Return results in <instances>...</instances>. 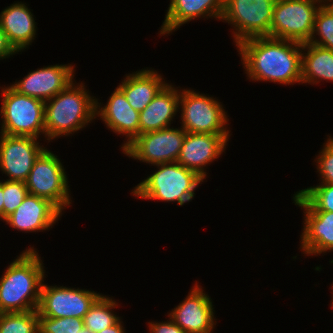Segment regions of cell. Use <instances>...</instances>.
Segmentation results:
<instances>
[{"label":"cell","instance_id":"cell-1","mask_svg":"<svg viewBox=\"0 0 333 333\" xmlns=\"http://www.w3.org/2000/svg\"><path fill=\"white\" fill-rule=\"evenodd\" d=\"M252 81L302 83V44L269 36L249 38L236 46Z\"/></svg>","mask_w":333,"mask_h":333},{"label":"cell","instance_id":"cell-2","mask_svg":"<svg viewBox=\"0 0 333 333\" xmlns=\"http://www.w3.org/2000/svg\"><path fill=\"white\" fill-rule=\"evenodd\" d=\"M43 263L30 247L20 254L0 278V313L37 309L45 278Z\"/></svg>","mask_w":333,"mask_h":333},{"label":"cell","instance_id":"cell-3","mask_svg":"<svg viewBox=\"0 0 333 333\" xmlns=\"http://www.w3.org/2000/svg\"><path fill=\"white\" fill-rule=\"evenodd\" d=\"M71 82L63 91L45 102L44 123L47 140L69 136L96 119V98L90 96L85 85Z\"/></svg>","mask_w":333,"mask_h":333},{"label":"cell","instance_id":"cell-4","mask_svg":"<svg viewBox=\"0 0 333 333\" xmlns=\"http://www.w3.org/2000/svg\"><path fill=\"white\" fill-rule=\"evenodd\" d=\"M156 166L159 170L140 182L132 190L133 195L141 199L177 201L182 206L194 198V190L204 181L197 173L177 162Z\"/></svg>","mask_w":333,"mask_h":333},{"label":"cell","instance_id":"cell-5","mask_svg":"<svg viewBox=\"0 0 333 333\" xmlns=\"http://www.w3.org/2000/svg\"><path fill=\"white\" fill-rule=\"evenodd\" d=\"M2 134L38 138L45 134L42 100L18 93L11 86L2 87ZM41 133V134H40Z\"/></svg>","mask_w":333,"mask_h":333},{"label":"cell","instance_id":"cell-6","mask_svg":"<svg viewBox=\"0 0 333 333\" xmlns=\"http://www.w3.org/2000/svg\"><path fill=\"white\" fill-rule=\"evenodd\" d=\"M325 1L327 0H276L270 37L308 43L317 11Z\"/></svg>","mask_w":333,"mask_h":333},{"label":"cell","instance_id":"cell-7","mask_svg":"<svg viewBox=\"0 0 333 333\" xmlns=\"http://www.w3.org/2000/svg\"><path fill=\"white\" fill-rule=\"evenodd\" d=\"M182 91V92H181ZM182 128L189 133L222 135L227 141L229 121L220 102L194 90H179Z\"/></svg>","mask_w":333,"mask_h":333},{"label":"cell","instance_id":"cell-8","mask_svg":"<svg viewBox=\"0 0 333 333\" xmlns=\"http://www.w3.org/2000/svg\"><path fill=\"white\" fill-rule=\"evenodd\" d=\"M276 0H224L221 20L235 29L236 46L254 37H270V25Z\"/></svg>","mask_w":333,"mask_h":333},{"label":"cell","instance_id":"cell-9","mask_svg":"<svg viewBox=\"0 0 333 333\" xmlns=\"http://www.w3.org/2000/svg\"><path fill=\"white\" fill-rule=\"evenodd\" d=\"M57 157L45 149L34 162L25 185L29 194L49 200L62 212L72 201L65 169Z\"/></svg>","mask_w":333,"mask_h":333},{"label":"cell","instance_id":"cell-10","mask_svg":"<svg viewBox=\"0 0 333 333\" xmlns=\"http://www.w3.org/2000/svg\"><path fill=\"white\" fill-rule=\"evenodd\" d=\"M183 128L142 133L123 149L128 157L153 165L176 162L185 138Z\"/></svg>","mask_w":333,"mask_h":333},{"label":"cell","instance_id":"cell-11","mask_svg":"<svg viewBox=\"0 0 333 333\" xmlns=\"http://www.w3.org/2000/svg\"><path fill=\"white\" fill-rule=\"evenodd\" d=\"M101 294L84 289L48 286L42 283L38 315L52 318H84Z\"/></svg>","mask_w":333,"mask_h":333},{"label":"cell","instance_id":"cell-12","mask_svg":"<svg viewBox=\"0 0 333 333\" xmlns=\"http://www.w3.org/2000/svg\"><path fill=\"white\" fill-rule=\"evenodd\" d=\"M0 169L10 181L25 182L34 162L45 150L37 138L0 133Z\"/></svg>","mask_w":333,"mask_h":333},{"label":"cell","instance_id":"cell-13","mask_svg":"<svg viewBox=\"0 0 333 333\" xmlns=\"http://www.w3.org/2000/svg\"><path fill=\"white\" fill-rule=\"evenodd\" d=\"M198 283L188 296L168 314L186 333H211L214 329V308L211 298Z\"/></svg>","mask_w":333,"mask_h":333},{"label":"cell","instance_id":"cell-14","mask_svg":"<svg viewBox=\"0 0 333 333\" xmlns=\"http://www.w3.org/2000/svg\"><path fill=\"white\" fill-rule=\"evenodd\" d=\"M73 73L74 68L69 64L51 65L28 73L11 87L18 93L46 102L74 82Z\"/></svg>","mask_w":333,"mask_h":333},{"label":"cell","instance_id":"cell-15","mask_svg":"<svg viewBox=\"0 0 333 333\" xmlns=\"http://www.w3.org/2000/svg\"><path fill=\"white\" fill-rule=\"evenodd\" d=\"M227 142L222 135L186 132L176 162L205 179V166L220 157Z\"/></svg>","mask_w":333,"mask_h":333},{"label":"cell","instance_id":"cell-16","mask_svg":"<svg viewBox=\"0 0 333 333\" xmlns=\"http://www.w3.org/2000/svg\"><path fill=\"white\" fill-rule=\"evenodd\" d=\"M62 212L49 200L28 194L21 205L3 221L24 232L48 230L58 221Z\"/></svg>","mask_w":333,"mask_h":333},{"label":"cell","instance_id":"cell-17","mask_svg":"<svg viewBox=\"0 0 333 333\" xmlns=\"http://www.w3.org/2000/svg\"><path fill=\"white\" fill-rule=\"evenodd\" d=\"M103 108L96 100V116L105 122L106 126L116 134L126 135L127 141L122 150L139 136L140 112L134 110L127 101L124 92L117 87ZM100 107V108H99Z\"/></svg>","mask_w":333,"mask_h":333},{"label":"cell","instance_id":"cell-18","mask_svg":"<svg viewBox=\"0 0 333 333\" xmlns=\"http://www.w3.org/2000/svg\"><path fill=\"white\" fill-rule=\"evenodd\" d=\"M295 205L304 210V227L301 233V250L315 255L333 250V212L309 211L295 196Z\"/></svg>","mask_w":333,"mask_h":333},{"label":"cell","instance_id":"cell-19","mask_svg":"<svg viewBox=\"0 0 333 333\" xmlns=\"http://www.w3.org/2000/svg\"><path fill=\"white\" fill-rule=\"evenodd\" d=\"M224 0H170L160 35L170 34L195 18L215 17L221 20Z\"/></svg>","mask_w":333,"mask_h":333},{"label":"cell","instance_id":"cell-20","mask_svg":"<svg viewBox=\"0 0 333 333\" xmlns=\"http://www.w3.org/2000/svg\"><path fill=\"white\" fill-rule=\"evenodd\" d=\"M179 108V90L166 84L140 112L139 135L170 127Z\"/></svg>","mask_w":333,"mask_h":333},{"label":"cell","instance_id":"cell-21","mask_svg":"<svg viewBox=\"0 0 333 333\" xmlns=\"http://www.w3.org/2000/svg\"><path fill=\"white\" fill-rule=\"evenodd\" d=\"M35 25L33 14L22 2L12 4L0 13V26L17 52L31 45L36 35Z\"/></svg>","mask_w":333,"mask_h":333},{"label":"cell","instance_id":"cell-22","mask_svg":"<svg viewBox=\"0 0 333 333\" xmlns=\"http://www.w3.org/2000/svg\"><path fill=\"white\" fill-rule=\"evenodd\" d=\"M162 79L156 70L142 69L126 75L118 87L124 92L131 107L141 112L167 84Z\"/></svg>","mask_w":333,"mask_h":333},{"label":"cell","instance_id":"cell-23","mask_svg":"<svg viewBox=\"0 0 333 333\" xmlns=\"http://www.w3.org/2000/svg\"><path fill=\"white\" fill-rule=\"evenodd\" d=\"M302 83L316 84L320 80L333 81V51L312 43H303ZM305 54V55H304Z\"/></svg>","mask_w":333,"mask_h":333},{"label":"cell","instance_id":"cell-24","mask_svg":"<svg viewBox=\"0 0 333 333\" xmlns=\"http://www.w3.org/2000/svg\"><path fill=\"white\" fill-rule=\"evenodd\" d=\"M117 306L118 304L115 300L106 295H101L84 315V327L93 333H97L114 325L120 319V317L112 312V309H115Z\"/></svg>","mask_w":333,"mask_h":333},{"label":"cell","instance_id":"cell-25","mask_svg":"<svg viewBox=\"0 0 333 333\" xmlns=\"http://www.w3.org/2000/svg\"><path fill=\"white\" fill-rule=\"evenodd\" d=\"M294 196L309 211L333 212V185L321 183L315 187L299 190Z\"/></svg>","mask_w":333,"mask_h":333},{"label":"cell","instance_id":"cell-26","mask_svg":"<svg viewBox=\"0 0 333 333\" xmlns=\"http://www.w3.org/2000/svg\"><path fill=\"white\" fill-rule=\"evenodd\" d=\"M329 2L325 1L318 9L313 33L308 43L333 51V0ZM315 33L320 39L317 40Z\"/></svg>","mask_w":333,"mask_h":333},{"label":"cell","instance_id":"cell-27","mask_svg":"<svg viewBox=\"0 0 333 333\" xmlns=\"http://www.w3.org/2000/svg\"><path fill=\"white\" fill-rule=\"evenodd\" d=\"M0 333H39L37 309L0 313Z\"/></svg>","mask_w":333,"mask_h":333},{"label":"cell","instance_id":"cell-28","mask_svg":"<svg viewBox=\"0 0 333 333\" xmlns=\"http://www.w3.org/2000/svg\"><path fill=\"white\" fill-rule=\"evenodd\" d=\"M83 327L82 318H52L38 315L39 333H78Z\"/></svg>","mask_w":333,"mask_h":333},{"label":"cell","instance_id":"cell-29","mask_svg":"<svg viewBox=\"0 0 333 333\" xmlns=\"http://www.w3.org/2000/svg\"><path fill=\"white\" fill-rule=\"evenodd\" d=\"M4 205L3 220L11 215L23 202L24 198L29 194L25 182L10 181L3 182Z\"/></svg>","mask_w":333,"mask_h":333},{"label":"cell","instance_id":"cell-30","mask_svg":"<svg viewBox=\"0 0 333 333\" xmlns=\"http://www.w3.org/2000/svg\"><path fill=\"white\" fill-rule=\"evenodd\" d=\"M318 157V158H317ZM316 157L317 169L321 176V183L333 185V138L329 136L323 149Z\"/></svg>","mask_w":333,"mask_h":333},{"label":"cell","instance_id":"cell-31","mask_svg":"<svg viewBox=\"0 0 333 333\" xmlns=\"http://www.w3.org/2000/svg\"><path fill=\"white\" fill-rule=\"evenodd\" d=\"M149 331L150 333H186L184 330L181 329L176 323H174L171 319L167 322H149Z\"/></svg>","mask_w":333,"mask_h":333},{"label":"cell","instance_id":"cell-32","mask_svg":"<svg viewBox=\"0 0 333 333\" xmlns=\"http://www.w3.org/2000/svg\"><path fill=\"white\" fill-rule=\"evenodd\" d=\"M17 51L9 43L6 33L0 26V59L9 58L10 55L15 54Z\"/></svg>","mask_w":333,"mask_h":333},{"label":"cell","instance_id":"cell-33","mask_svg":"<svg viewBox=\"0 0 333 333\" xmlns=\"http://www.w3.org/2000/svg\"><path fill=\"white\" fill-rule=\"evenodd\" d=\"M120 320H121V318L114 325H112L108 328H105L102 331L97 332V333H125L124 332L125 330L122 326L123 324H121L122 322Z\"/></svg>","mask_w":333,"mask_h":333},{"label":"cell","instance_id":"cell-34","mask_svg":"<svg viewBox=\"0 0 333 333\" xmlns=\"http://www.w3.org/2000/svg\"><path fill=\"white\" fill-rule=\"evenodd\" d=\"M3 181H0V219L3 220V205H4Z\"/></svg>","mask_w":333,"mask_h":333},{"label":"cell","instance_id":"cell-35","mask_svg":"<svg viewBox=\"0 0 333 333\" xmlns=\"http://www.w3.org/2000/svg\"><path fill=\"white\" fill-rule=\"evenodd\" d=\"M78 333H93L91 330H89L86 327H83L80 331H78Z\"/></svg>","mask_w":333,"mask_h":333}]
</instances>
